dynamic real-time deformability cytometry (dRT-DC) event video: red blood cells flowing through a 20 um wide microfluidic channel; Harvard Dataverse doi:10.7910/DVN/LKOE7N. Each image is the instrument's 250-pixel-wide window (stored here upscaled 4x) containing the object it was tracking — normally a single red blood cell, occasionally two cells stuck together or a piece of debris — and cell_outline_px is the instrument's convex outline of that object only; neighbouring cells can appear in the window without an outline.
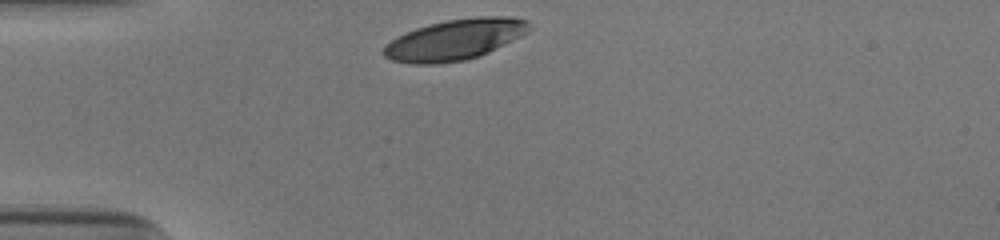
{"species": "human", "species_latin": "Homo sapiens", "temperature_condition": "cold", "stored_images_in_passage": 29, "camera_frame_rate_fps": 3000, "um_per_image_px": 0.085, "donor": {"sex": "male"}, "frame": {"image": 1, "passage_image": 1, "time_ms": 0.0, "image_size_px": [1000, 240], "cell_outline_px": [[532, 28], [528, 32], [480, 56], [464, 60], [436, 64], [412, 64], [392, 60], [384, 56], [380, 52], [384, 44], [396, 36], [404, 32], [428, 24], [448, 20], [480, 16], [512, 16], [528, 20]], "centroid_in_image_um": [38.63, 3.36], "position_along_channel_um": 46.4, "area_um2": 34.85}}
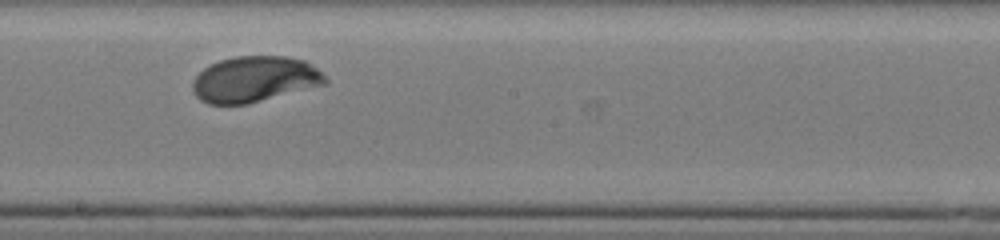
{"frame": {"image": 2, "passage_image": 17, "time_ms": 5.333, "image_size_px": [1000, 240], "cell_outline_px": [[328, 84], [248, 104], [208, 104], [200, 100], [192, 92], [192, 80], [204, 68], [220, 60], [236, 56], [284, 56], [304, 60], [316, 68], [328, 80]], "centroid_in_image_um": [21.63, 6.75], "position_along_channel_um": 226.6, "area_um2": 35.55}}
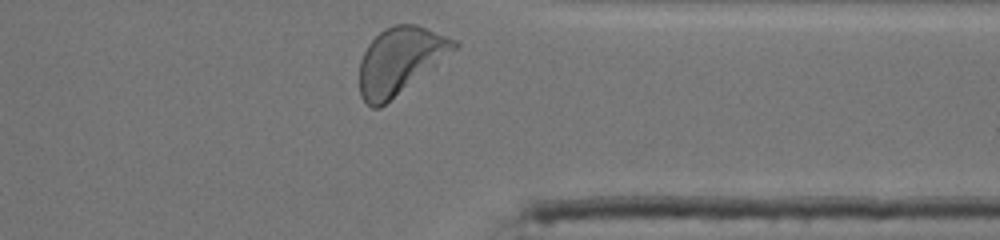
{"frame": {"image": 3, "passage_image": 29, "time_ms": 9.333, "image_size_px": [1000, 240], "cell_outline_px": [[460, 44], [456, 48], [432, 68], [380, 108], [372, 108], [360, 96], [360, 60], [368, 44], [384, 28], [392, 24], [416, 24], [460, 40]], "centroid_in_image_um": [34.01, 5.13], "position_along_channel_um": 377.4, "area_um2": 36.53}, "authors_computed_cell_mechanics": {"area_um2": 35.2002, "velocity_mm_per_s": 3.8486, "shape_relaxation_time_tau1_ms": 1.9879, "shape_relaxation_time_tau2_ms": null, "deformation_change_tau1": 0.1392, "deformation_change_tau2": null}}